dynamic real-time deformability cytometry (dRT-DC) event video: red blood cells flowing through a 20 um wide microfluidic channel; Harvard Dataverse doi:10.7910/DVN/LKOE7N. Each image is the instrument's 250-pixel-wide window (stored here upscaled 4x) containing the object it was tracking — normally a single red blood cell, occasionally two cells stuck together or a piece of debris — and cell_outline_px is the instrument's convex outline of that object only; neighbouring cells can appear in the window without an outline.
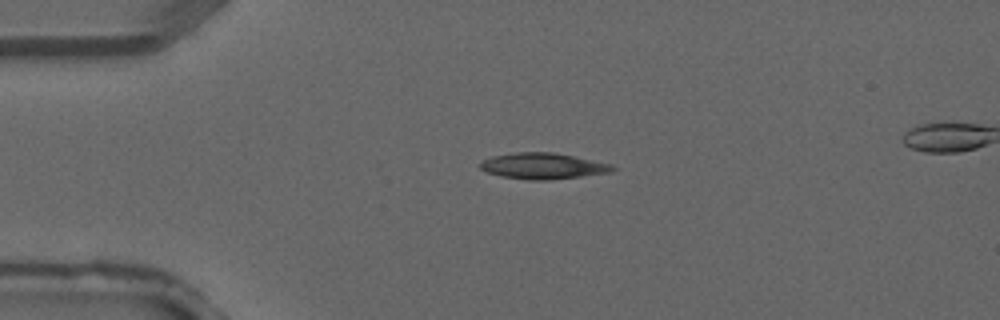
{"species": "common noctule bat (a hibernating species)", "species_latin": "Nyctalus noctula", "temperature_condition": "warm", "stored_images_in_passage": 2, "camera_frame_rate_fps": 3000, "um_per_image_px": 0.085, "animal": {"sex": "male", "forearm_length_mm": 52.5}, "frame": {"image": 1, "passage_image": 1, "time_ms": 0.0, "image_size_px": [1000, 320], "cell_outline_px": [[616, 168], [612, 172], [548, 180], [528, 180], [500, 176], [488, 172], [480, 168], [480, 164], [484, 160], [492, 156], [516, 152], [552, 152], [612, 164]], "centroid_in_image_um": [46.15, 14.11], "position_along_channel_um": 38.9, "area_um2": 19.88}}